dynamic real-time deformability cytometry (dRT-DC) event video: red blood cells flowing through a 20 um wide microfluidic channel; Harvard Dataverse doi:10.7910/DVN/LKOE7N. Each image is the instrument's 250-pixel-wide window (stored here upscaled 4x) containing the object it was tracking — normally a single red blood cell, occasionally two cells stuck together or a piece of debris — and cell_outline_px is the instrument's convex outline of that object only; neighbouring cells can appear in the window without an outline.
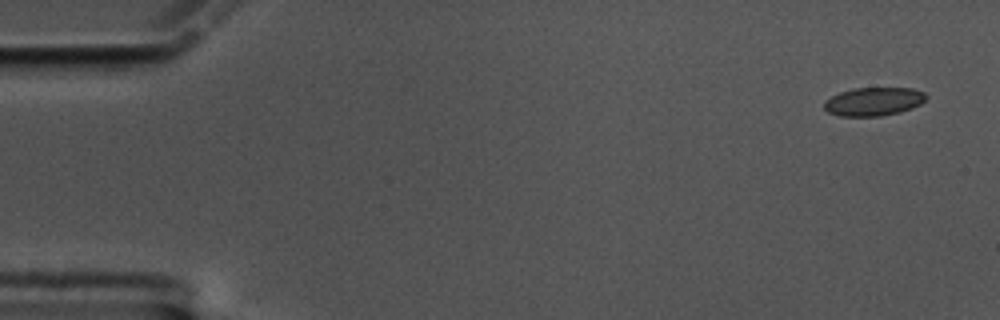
{"species": "common noctule bat (a hibernating species)", "species_latin": "Nyctalus noctula", "temperature_condition": "cold", "stored_images_in_passage": 10, "camera_frame_rate_fps": 3000, "um_per_image_px": 0.085, "animal": {"sex": "male", "body_mass_g": 17.5, "forearm_length_mm": 52.3}, "frame": {"image": 1, "passage_image": 1, "time_ms": 0.0, "image_size_px": [1000, 320], "cell_outline_px": [[928, 96], [920, 104], [912, 108], [900, 112], [880, 116], [840, 116], [828, 112], [824, 108], [824, 100], [840, 92], [852, 88], [912, 88], [924, 92]], "centroid_in_image_um": [74.25, 8.63], "position_along_channel_um": 10.7, "area_um2": 16.94}}